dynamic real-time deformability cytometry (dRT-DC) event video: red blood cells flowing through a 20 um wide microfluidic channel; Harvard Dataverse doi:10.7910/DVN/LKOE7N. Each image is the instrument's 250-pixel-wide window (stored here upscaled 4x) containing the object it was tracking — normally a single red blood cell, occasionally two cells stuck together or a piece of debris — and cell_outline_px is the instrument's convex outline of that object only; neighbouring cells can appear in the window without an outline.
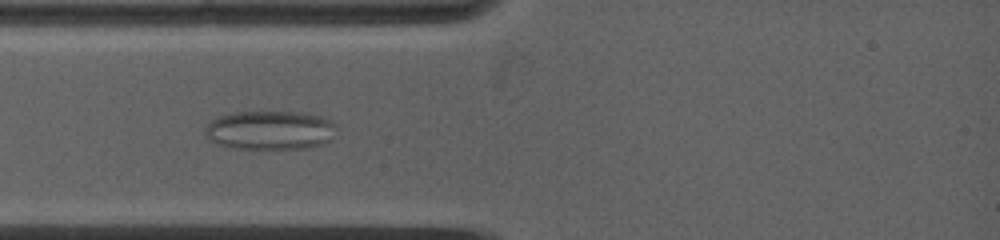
{"species": "common noctule bat (a hibernating species)", "species_latin": "Nyctalus noctula", "temperature_condition": "warm", "stored_images_in_passage": 19, "camera_frame_rate_fps": 5000, "um_per_image_px": 0.085, "animal": {"sex": "female", "body_mass_g": 19.0, "forearm_length_mm": 53.3}, "frame": {"image": 1, "passage_image": 9, "time_ms": 2.6, "image_size_px": [1000, 240], "cell_outline_px": [[340, 128], [328, 140], [320, 144], [308, 148], [236, 148], [216, 144], [204, 132], [204, 128], [212, 120], [220, 116], [236, 112], [304, 112], [320, 116], [332, 120]], "centroid_in_image_um": [23.0, 11.05], "position_along_channel_um": 62.0, "area_um2": 29.77}}
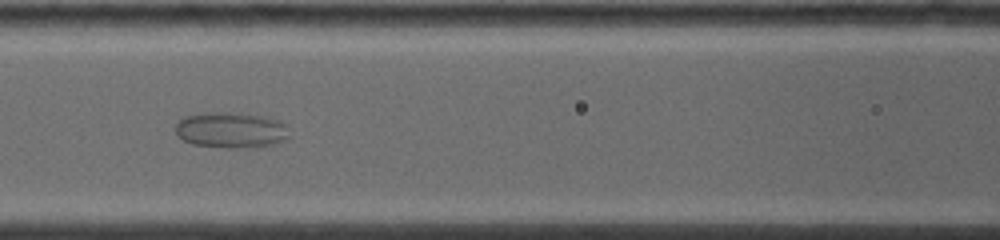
{"frame": {"image": 2, "passage_image": 16, "time_ms": 4.8, "image_size_px": [1000, 240], "cell_outline_px": [[288, 136], [284, 140], [260, 148], [224, 148], [192, 144], [184, 140], [176, 132], [176, 124], [184, 116], [212, 112], [228, 112], [264, 116], [280, 120], [284, 124]], "centroid_in_image_um": [19.64, 11.07], "position_along_channel_um": 147.0, "area_um2": 23.76}}
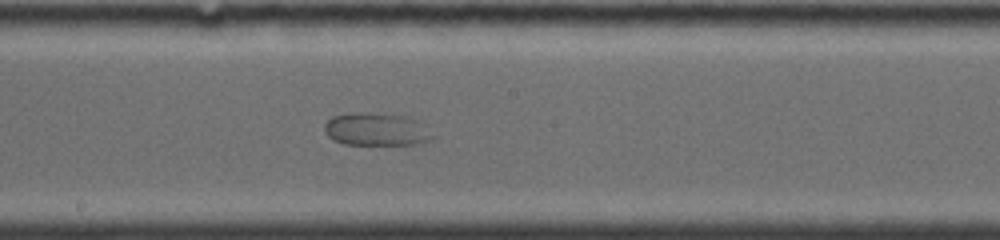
{"frame": {"image": 3, "passage_image": 19, "time_ms": 6.6, "image_size_px": [1000, 240], "cell_outline_px": [[436, 136], [420, 144], [344, 144], [332, 140], [328, 136], [324, 128], [324, 124], [332, 116], [352, 112], [404, 116], [416, 120]], "centroid_in_image_um": [31.95, 11.0], "position_along_channel_um": 216.2, "area_um2": 20.4}}